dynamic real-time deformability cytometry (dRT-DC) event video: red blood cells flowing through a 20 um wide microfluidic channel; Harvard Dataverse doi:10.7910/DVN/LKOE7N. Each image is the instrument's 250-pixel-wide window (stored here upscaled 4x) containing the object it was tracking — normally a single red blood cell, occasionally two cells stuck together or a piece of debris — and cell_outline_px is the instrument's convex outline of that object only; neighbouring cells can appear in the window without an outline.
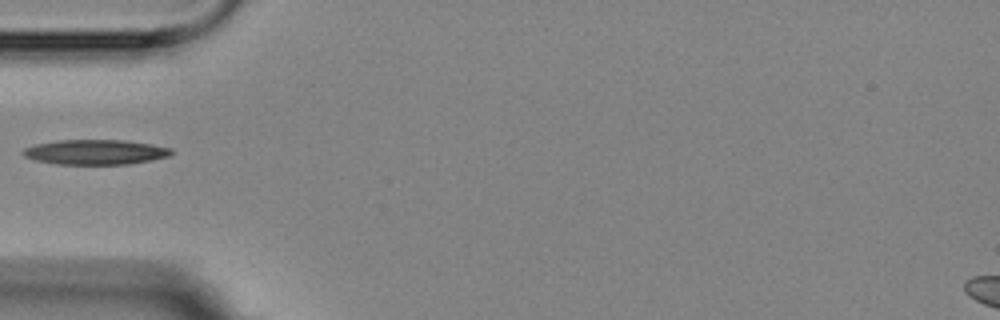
{"species": "Egyptian fruit bat (a non-hibernating species)", "species_latin": "Rousettus aegyptiacus", "temperature_condition": "room temperature", "stored_images_in_passage": 1, "camera_frame_rate_fps": 3000, "um_per_image_px": 0.085, "animal": {"sex": "female"}, "frame": {"image": 1, "passage_image": 1, "time_ms": 0.0, "image_size_px": [1000, 320], "cell_outline_px": [[172, 152], [168, 156], [152, 160], [128, 164], [56, 164], [36, 160], [24, 156], [20, 152], [24, 148], [36, 144], [56, 140], [124, 140], [152, 144], [172, 148]], "centroid_in_image_um": [8.09, 12.92], "position_along_channel_um": 76.9, "area_um2": 21.56}}